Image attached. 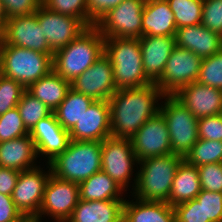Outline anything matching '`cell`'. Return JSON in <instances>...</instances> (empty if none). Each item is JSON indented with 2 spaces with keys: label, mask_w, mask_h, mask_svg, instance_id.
Segmentation results:
<instances>
[{
  "label": "cell",
  "mask_w": 222,
  "mask_h": 222,
  "mask_svg": "<svg viewBox=\"0 0 222 222\" xmlns=\"http://www.w3.org/2000/svg\"><path fill=\"white\" fill-rule=\"evenodd\" d=\"M7 19L8 18L6 16V13H5V10H4V7H3V3L0 0V33H1L2 29L5 26V23L7 22Z\"/></svg>",
  "instance_id": "46"
},
{
  "label": "cell",
  "mask_w": 222,
  "mask_h": 222,
  "mask_svg": "<svg viewBox=\"0 0 222 222\" xmlns=\"http://www.w3.org/2000/svg\"><path fill=\"white\" fill-rule=\"evenodd\" d=\"M35 15L53 52L68 45L88 28L79 18L52 12L42 5Z\"/></svg>",
  "instance_id": "14"
},
{
  "label": "cell",
  "mask_w": 222,
  "mask_h": 222,
  "mask_svg": "<svg viewBox=\"0 0 222 222\" xmlns=\"http://www.w3.org/2000/svg\"><path fill=\"white\" fill-rule=\"evenodd\" d=\"M24 218L11 196L0 193V222H20Z\"/></svg>",
  "instance_id": "44"
},
{
  "label": "cell",
  "mask_w": 222,
  "mask_h": 222,
  "mask_svg": "<svg viewBox=\"0 0 222 222\" xmlns=\"http://www.w3.org/2000/svg\"><path fill=\"white\" fill-rule=\"evenodd\" d=\"M26 88L0 73V115L17 107Z\"/></svg>",
  "instance_id": "36"
},
{
  "label": "cell",
  "mask_w": 222,
  "mask_h": 222,
  "mask_svg": "<svg viewBox=\"0 0 222 222\" xmlns=\"http://www.w3.org/2000/svg\"><path fill=\"white\" fill-rule=\"evenodd\" d=\"M79 199L77 183L62 180L51 174L44 189L41 208L34 220L40 222L42 215L47 214L56 222H66L71 217Z\"/></svg>",
  "instance_id": "10"
},
{
  "label": "cell",
  "mask_w": 222,
  "mask_h": 222,
  "mask_svg": "<svg viewBox=\"0 0 222 222\" xmlns=\"http://www.w3.org/2000/svg\"><path fill=\"white\" fill-rule=\"evenodd\" d=\"M104 37L95 27H88L75 40L53 53V70L72 82L104 54Z\"/></svg>",
  "instance_id": "2"
},
{
  "label": "cell",
  "mask_w": 222,
  "mask_h": 222,
  "mask_svg": "<svg viewBox=\"0 0 222 222\" xmlns=\"http://www.w3.org/2000/svg\"><path fill=\"white\" fill-rule=\"evenodd\" d=\"M7 18L33 14L42 5V0H1Z\"/></svg>",
  "instance_id": "42"
},
{
  "label": "cell",
  "mask_w": 222,
  "mask_h": 222,
  "mask_svg": "<svg viewBox=\"0 0 222 222\" xmlns=\"http://www.w3.org/2000/svg\"><path fill=\"white\" fill-rule=\"evenodd\" d=\"M50 175V167L48 172L44 173L40 166L19 173L11 198L24 217L35 219L38 216L43 202L44 189Z\"/></svg>",
  "instance_id": "12"
},
{
  "label": "cell",
  "mask_w": 222,
  "mask_h": 222,
  "mask_svg": "<svg viewBox=\"0 0 222 222\" xmlns=\"http://www.w3.org/2000/svg\"><path fill=\"white\" fill-rule=\"evenodd\" d=\"M75 141H103L112 136L110 106L106 100H94L77 124L69 131Z\"/></svg>",
  "instance_id": "17"
},
{
  "label": "cell",
  "mask_w": 222,
  "mask_h": 222,
  "mask_svg": "<svg viewBox=\"0 0 222 222\" xmlns=\"http://www.w3.org/2000/svg\"><path fill=\"white\" fill-rule=\"evenodd\" d=\"M53 70V54L5 44L0 39V73L26 89Z\"/></svg>",
  "instance_id": "6"
},
{
  "label": "cell",
  "mask_w": 222,
  "mask_h": 222,
  "mask_svg": "<svg viewBox=\"0 0 222 222\" xmlns=\"http://www.w3.org/2000/svg\"><path fill=\"white\" fill-rule=\"evenodd\" d=\"M94 99L79 93L72 88L67 92L65 99L53 111L60 125L70 131L87 111Z\"/></svg>",
  "instance_id": "29"
},
{
  "label": "cell",
  "mask_w": 222,
  "mask_h": 222,
  "mask_svg": "<svg viewBox=\"0 0 222 222\" xmlns=\"http://www.w3.org/2000/svg\"><path fill=\"white\" fill-rule=\"evenodd\" d=\"M183 157L177 154L146 158L138 161L141 166L135 174L133 192L137 199L168 203L173 178Z\"/></svg>",
  "instance_id": "3"
},
{
  "label": "cell",
  "mask_w": 222,
  "mask_h": 222,
  "mask_svg": "<svg viewBox=\"0 0 222 222\" xmlns=\"http://www.w3.org/2000/svg\"><path fill=\"white\" fill-rule=\"evenodd\" d=\"M20 222H36L33 218L25 217L23 220Z\"/></svg>",
  "instance_id": "47"
},
{
  "label": "cell",
  "mask_w": 222,
  "mask_h": 222,
  "mask_svg": "<svg viewBox=\"0 0 222 222\" xmlns=\"http://www.w3.org/2000/svg\"><path fill=\"white\" fill-rule=\"evenodd\" d=\"M29 134L17 107L0 115V143Z\"/></svg>",
  "instance_id": "35"
},
{
  "label": "cell",
  "mask_w": 222,
  "mask_h": 222,
  "mask_svg": "<svg viewBox=\"0 0 222 222\" xmlns=\"http://www.w3.org/2000/svg\"><path fill=\"white\" fill-rule=\"evenodd\" d=\"M175 42L177 46L202 58L212 56L222 49V37L202 24L177 28Z\"/></svg>",
  "instance_id": "21"
},
{
  "label": "cell",
  "mask_w": 222,
  "mask_h": 222,
  "mask_svg": "<svg viewBox=\"0 0 222 222\" xmlns=\"http://www.w3.org/2000/svg\"><path fill=\"white\" fill-rule=\"evenodd\" d=\"M29 135L35 143L37 155L48 156L47 163L63 153L71 141L69 131L60 125L54 113L41 119Z\"/></svg>",
  "instance_id": "19"
},
{
  "label": "cell",
  "mask_w": 222,
  "mask_h": 222,
  "mask_svg": "<svg viewBox=\"0 0 222 222\" xmlns=\"http://www.w3.org/2000/svg\"><path fill=\"white\" fill-rule=\"evenodd\" d=\"M201 24L222 37V0H203Z\"/></svg>",
  "instance_id": "38"
},
{
  "label": "cell",
  "mask_w": 222,
  "mask_h": 222,
  "mask_svg": "<svg viewBox=\"0 0 222 222\" xmlns=\"http://www.w3.org/2000/svg\"><path fill=\"white\" fill-rule=\"evenodd\" d=\"M201 189L222 193V162L198 166Z\"/></svg>",
  "instance_id": "39"
},
{
  "label": "cell",
  "mask_w": 222,
  "mask_h": 222,
  "mask_svg": "<svg viewBox=\"0 0 222 222\" xmlns=\"http://www.w3.org/2000/svg\"><path fill=\"white\" fill-rule=\"evenodd\" d=\"M202 60L201 56L176 45L155 84L165 95H174L183 86L197 81Z\"/></svg>",
  "instance_id": "9"
},
{
  "label": "cell",
  "mask_w": 222,
  "mask_h": 222,
  "mask_svg": "<svg viewBox=\"0 0 222 222\" xmlns=\"http://www.w3.org/2000/svg\"><path fill=\"white\" fill-rule=\"evenodd\" d=\"M17 109L29 132L41 119H44L53 113L48 106L31 95L27 90L23 93L17 104Z\"/></svg>",
  "instance_id": "31"
},
{
  "label": "cell",
  "mask_w": 222,
  "mask_h": 222,
  "mask_svg": "<svg viewBox=\"0 0 222 222\" xmlns=\"http://www.w3.org/2000/svg\"><path fill=\"white\" fill-rule=\"evenodd\" d=\"M71 88L94 100L108 101L117 91L110 58L104 53L71 82Z\"/></svg>",
  "instance_id": "16"
},
{
  "label": "cell",
  "mask_w": 222,
  "mask_h": 222,
  "mask_svg": "<svg viewBox=\"0 0 222 222\" xmlns=\"http://www.w3.org/2000/svg\"><path fill=\"white\" fill-rule=\"evenodd\" d=\"M101 157V170L125 191L131 180L133 165L138 163L131 140L113 136L104 139L101 142Z\"/></svg>",
  "instance_id": "11"
},
{
  "label": "cell",
  "mask_w": 222,
  "mask_h": 222,
  "mask_svg": "<svg viewBox=\"0 0 222 222\" xmlns=\"http://www.w3.org/2000/svg\"><path fill=\"white\" fill-rule=\"evenodd\" d=\"M123 222H176L174 207L163 201H124Z\"/></svg>",
  "instance_id": "25"
},
{
  "label": "cell",
  "mask_w": 222,
  "mask_h": 222,
  "mask_svg": "<svg viewBox=\"0 0 222 222\" xmlns=\"http://www.w3.org/2000/svg\"><path fill=\"white\" fill-rule=\"evenodd\" d=\"M198 136L200 139L222 141V115L199 118Z\"/></svg>",
  "instance_id": "41"
},
{
  "label": "cell",
  "mask_w": 222,
  "mask_h": 222,
  "mask_svg": "<svg viewBox=\"0 0 222 222\" xmlns=\"http://www.w3.org/2000/svg\"><path fill=\"white\" fill-rule=\"evenodd\" d=\"M49 166L54 176L79 184L101 170V141L71 139L68 148L49 162Z\"/></svg>",
  "instance_id": "5"
},
{
  "label": "cell",
  "mask_w": 222,
  "mask_h": 222,
  "mask_svg": "<svg viewBox=\"0 0 222 222\" xmlns=\"http://www.w3.org/2000/svg\"><path fill=\"white\" fill-rule=\"evenodd\" d=\"M164 97L165 94L155 83L118 89L108 100L111 135L131 139L148 119L160 112L158 101Z\"/></svg>",
  "instance_id": "1"
},
{
  "label": "cell",
  "mask_w": 222,
  "mask_h": 222,
  "mask_svg": "<svg viewBox=\"0 0 222 222\" xmlns=\"http://www.w3.org/2000/svg\"><path fill=\"white\" fill-rule=\"evenodd\" d=\"M46 9L79 18L88 27L87 0H42Z\"/></svg>",
  "instance_id": "34"
},
{
  "label": "cell",
  "mask_w": 222,
  "mask_h": 222,
  "mask_svg": "<svg viewBox=\"0 0 222 222\" xmlns=\"http://www.w3.org/2000/svg\"><path fill=\"white\" fill-rule=\"evenodd\" d=\"M176 222H211L204 221L202 204L192 199L174 206Z\"/></svg>",
  "instance_id": "40"
},
{
  "label": "cell",
  "mask_w": 222,
  "mask_h": 222,
  "mask_svg": "<svg viewBox=\"0 0 222 222\" xmlns=\"http://www.w3.org/2000/svg\"><path fill=\"white\" fill-rule=\"evenodd\" d=\"M35 143L29 134L0 143V167L24 171L37 167ZM34 161V162H33Z\"/></svg>",
  "instance_id": "23"
},
{
  "label": "cell",
  "mask_w": 222,
  "mask_h": 222,
  "mask_svg": "<svg viewBox=\"0 0 222 222\" xmlns=\"http://www.w3.org/2000/svg\"><path fill=\"white\" fill-rule=\"evenodd\" d=\"M70 88L71 82L52 70L32 83L26 90L54 111L65 99Z\"/></svg>",
  "instance_id": "26"
},
{
  "label": "cell",
  "mask_w": 222,
  "mask_h": 222,
  "mask_svg": "<svg viewBox=\"0 0 222 222\" xmlns=\"http://www.w3.org/2000/svg\"><path fill=\"white\" fill-rule=\"evenodd\" d=\"M197 118L219 115L222 112V90L193 82L174 95Z\"/></svg>",
  "instance_id": "18"
},
{
  "label": "cell",
  "mask_w": 222,
  "mask_h": 222,
  "mask_svg": "<svg viewBox=\"0 0 222 222\" xmlns=\"http://www.w3.org/2000/svg\"><path fill=\"white\" fill-rule=\"evenodd\" d=\"M202 204L204 221L222 222V193L202 189L195 198Z\"/></svg>",
  "instance_id": "37"
},
{
  "label": "cell",
  "mask_w": 222,
  "mask_h": 222,
  "mask_svg": "<svg viewBox=\"0 0 222 222\" xmlns=\"http://www.w3.org/2000/svg\"><path fill=\"white\" fill-rule=\"evenodd\" d=\"M163 103L160 113L168 126L172 153L184 158L199 139L198 119L173 95H165Z\"/></svg>",
  "instance_id": "7"
},
{
  "label": "cell",
  "mask_w": 222,
  "mask_h": 222,
  "mask_svg": "<svg viewBox=\"0 0 222 222\" xmlns=\"http://www.w3.org/2000/svg\"><path fill=\"white\" fill-rule=\"evenodd\" d=\"M19 171L0 167V193L11 196L16 186Z\"/></svg>",
  "instance_id": "45"
},
{
  "label": "cell",
  "mask_w": 222,
  "mask_h": 222,
  "mask_svg": "<svg viewBox=\"0 0 222 222\" xmlns=\"http://www.w3.org/2000/svg\"><path fill=\"white\" fill-rule=\"evenodd\" d=\"M201 190L198 168L183 159L173 178L168 204L174 207L177 204L195 199Z\"/></svg>",
  "instance_id": "27"
},
{
  "label": "cell",
  "mask_w": 222,
  "mask_h": 222,
  "mask_svg": "<svg viewBox=\"0 0 222 222\" xmlns=\"http://www.w3.org/2000/svg\"><path fill=\"white\" fill-rule=\"evenodd\" d=\"M0 39L8 45L28 48L44 54H53L43 36L35 13L8 18L0 33Z\"/></svg>",
  "instance_id": "15"
},
{
  "label": "cell",
  "mask_w": 222,
  "mask_h": 222,
  "mask_svg": "<svg viewBox=\"0 0 222 222\" xmlns=\"http://www.w3.org/2000/svg\"><path fill=\"white\" fill-rule=\"evenodd\" d=\"M146 0H124L110 9L96 24L104 38H140Z\"/></svg>",
  "instance_id": "8"
},
{
  "label": "cell",
  "mask_w": 222,
  "mask_h": 222,
  "mask_svg": "<svg viewBox=\"0 0 222 222\" xmlns=\"http://www.w3.org/2000/svg\"><path fill=\"white\" fill-rule=\"evenodd\" d=\"M142 20V36H175L177 26L167 0H146Z\"/></svg>",
  "instance_id": "22"
},
{
  "label": "cell",
  "mask_w": 222,
  "mask_h": 222,
  "mask_svg": "<svg viewBox=\"0 0 222 222\" xmlns=\"http://www.w3.org/2000/svg\"><path fill=\"white\" fill-rule=\"evenodd\" d=\"M130 140L138 161L172 154L168 126L160 112L148 119Z\"/></svg>",
  "instance_id": "13"
},
{
  "label": "cell",
  "mask_w": 222,
  "mask_h": 222,
  "mask_svg": "<svg viewBox=\"0 0 222 222\" xmlns=\"http://www.w3.org/2000/svg\"><path fill=\"white\" fill-rule=\"evenodd\" d=\"M104 53L111 60L117 90L152 84L144 74L139 38H105Z\"/></svg>",
  "instance_id": "4"
},
{
  "label": "cell",
  "mask_w": 222,
  "mask_h": 222,
  "mask_svg": "<svg viewBox=\"0 0 222 222\" xmlns=\"http://www.w3.org/2000/svg\"><path fill=\"white\" fill-rule=\"evenodd\" d=\"M144 74L156 83L163 74L167 60L176 46L175 36H150L139 38Z\"/></svg>",
  "instance_id": "20"
},
{
  "label": "cell",
  "mask_w": 222,
  "mask_h": 222,
  "mask_svg": "<svg viewBox=\"0 0 222 222\" xmlns=\"http://www.w3.org/2000/svg\"><path fill=\"white\" fill-rule=\"evenodd\" d=\"M78 187L79 197L84 201L124 200L121 197L123 189L103 170L79 183Z\"/></svg>",
  "instance_id": "28"
},
{
  "label": "cell",
  "mask_w": 222,
  "mask_h": 222,
  "mask_svg": "<svg viewBox=\"0 0 222 222\" xmlns=\"http://www.w3.org/2000/svg\"><path fill=\"white\" fill-rule=\"evenodd\" d=\"M124 201L79 199L71 217L66 222H123Z\"/></svg>",
  "instance_id": "24"
},
{
  "label": "cell",
  "mask_w": 222,
  "mask_h": 222,
  "mask_svg": "<svg viewBox=\"0 0 222 222\" xmlns=\"http://www.w3.org/2000/svg\"><path fill=\"white\" fill-rule=\"evenodd\" d=\"M188 164L202 166L222 162V141L198 139L183 158Z\"/></svg>",
  "instance_id": "30"
},
{
  "label": "cell",
  "mask_w": 222,
  "mask_h": 222,
  "mask_svg": "<svg viewBox=\"0 0 222 222\" xmlns=\"http://www.w3.org/2000/svg\"><path fill=\"white\" fill-rule=\"evenodd\" d=\"M124 0H87L88 27L95 24L112 8Z\"/></svg>",
  "instance_id": "43"
},
{
  "label": "cell",
  "mask_w": 222,
  "mask_h": 222,
  "mask_svg": "<svg viewBox=\"0 0 222 222\" xmlns=\"http://www.w3.org/2000/svg\"><path fill=\"white\" fill-rule=\"evenodd\" d=\"M197 82L222 90V49L203 58Z\"/></svg>",
  "instance_id": "33"
},
{
  "label": "cell",
  "mask_w": 222,
  "mask_h": 222,
  "mask_svg": "<svg viewBox=\"0 0 222 222\" xmlns=\"http://www.w3.org/2000/svg\"><path fill=\"white\" fill-rule=\"evenodd\" d=\"M177 28L201 24L203 0H167Z\"/></svg>",
  "instance_id": "32"
}]
</instances>
